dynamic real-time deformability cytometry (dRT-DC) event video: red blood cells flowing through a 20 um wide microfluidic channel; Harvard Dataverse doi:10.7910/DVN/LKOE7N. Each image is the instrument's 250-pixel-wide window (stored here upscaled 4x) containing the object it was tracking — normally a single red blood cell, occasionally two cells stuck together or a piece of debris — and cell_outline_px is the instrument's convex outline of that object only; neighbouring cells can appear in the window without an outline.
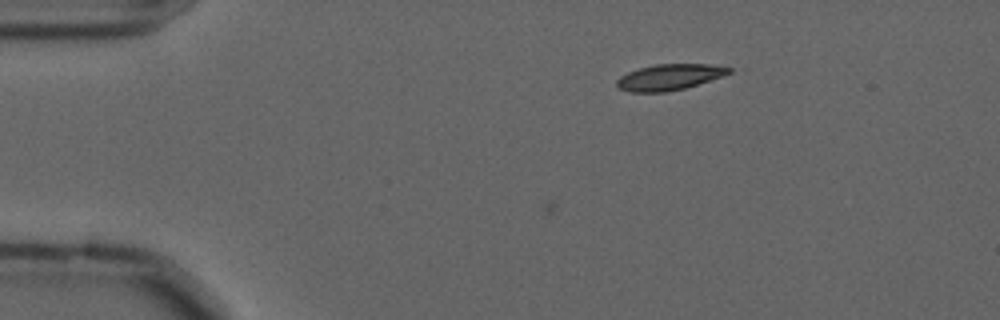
{"species": "common noctule bat (a hibernating species)", "species_latin": "Nyctalus noctula", "temperature_condition": "cold", "stored_images_in_passage": 6, "camera_frame_rate_fps": 3000, "um_per_image_px": 0.085, "animal": {"sex": "male", "forearm_length_mm": 52.5}, "frame": {"image": 1, "passage_image": 1, "time_ms": 0.0, "image_size_px": [1000, 320], "cell_outline_px": [[732, 72], [724, 76], [712, 80], [684, 88], [668, 92], [628, 92], [620, 88], [616, 84], [616, 80], [620, 76], [628, 72], [640, 68], [656, 64], [708, 64], [732, 68]], "centroid_in_image_um": [56.91, 6.56], "position_along_channel_um": 28.1, "area_um2": 16.99}}